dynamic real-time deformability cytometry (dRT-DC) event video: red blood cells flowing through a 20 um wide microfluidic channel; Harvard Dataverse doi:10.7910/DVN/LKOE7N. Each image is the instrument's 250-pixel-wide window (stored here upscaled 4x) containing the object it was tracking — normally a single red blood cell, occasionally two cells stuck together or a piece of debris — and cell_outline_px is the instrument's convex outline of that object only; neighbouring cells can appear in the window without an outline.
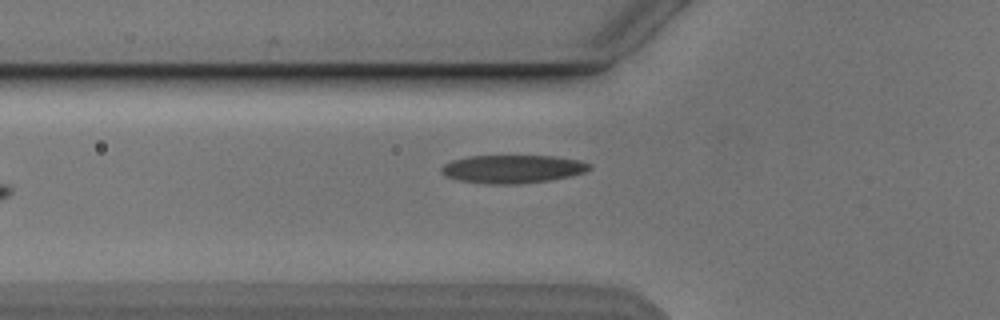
{"species": "Egyptian fruit bat (a non-hibernating species)", "species_latin": "Rousettus aegyptiacus", "temperature_condition": "cold", "stored_images_in_passage": 5, "camera_frame_rate_fps": 3000, "um_per_image_px": 0.085, "animal": {"sex": "male"}, "frame": {"image": 1, "passage_image": 5, "time_ms": 5.667, "image_size_px": [1000, 320], "cell_outline_px": [[592, 168], [584, 172], [568, 176], [548, 180], [516, 184], [488, 184], [456, 180], [444, 176], [440, 172], [440, 168], [444, 164], [452, 160], [468, 156], [552, 156], [580, 160], [592, 164]], "centroid_in_image_um": [43.52, 14.36], "position_along_channel_um": 82.3, "area_um2": 24.39}}